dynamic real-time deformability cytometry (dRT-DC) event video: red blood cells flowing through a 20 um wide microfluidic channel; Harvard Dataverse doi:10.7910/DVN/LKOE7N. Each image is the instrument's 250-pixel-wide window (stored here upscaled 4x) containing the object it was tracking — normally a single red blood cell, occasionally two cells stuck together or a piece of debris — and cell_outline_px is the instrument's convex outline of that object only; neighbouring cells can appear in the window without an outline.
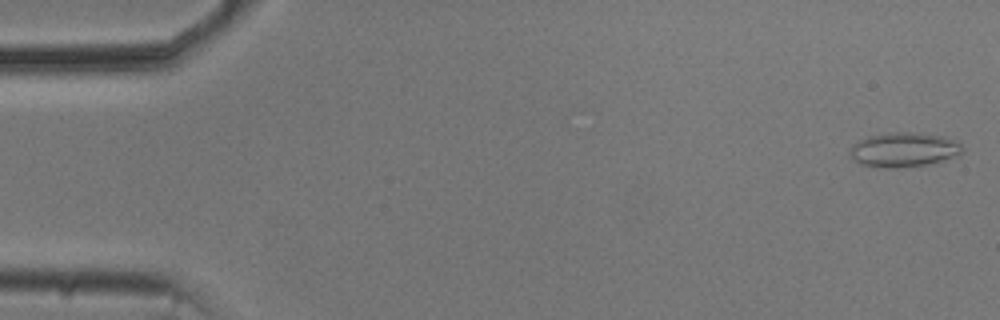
{"species": "common noctule bat (a hibernating species)", "species_latin": "Nyctalus noctula", "temperature_condition": "cold", "stored_images_in_passage": 50, "camera_frame_rate_fps": 3000, "um_per_image_px": 0.085, "animal": {"sex": "male", "body_mass_g": 20.5, "forearm_length_mm": 52.5}, "frame": {"image": 1, "passage_image": 1, "time_ms": 0.0, "image_size_px": [1000, 320], "cell_outline_px": [[964, 152], [960, 156], [924, 164], [896, 168], [876, 168], [860, 164], [848, 152], [852, 144], [868, 136], [896, 132], [904, 132], [944, 136], [956, 140], [964, 148]], "centroid_in_image_um": [76.84, 12.73], "position_along_channel_um": 8.2, "area_um2": 22.6}}
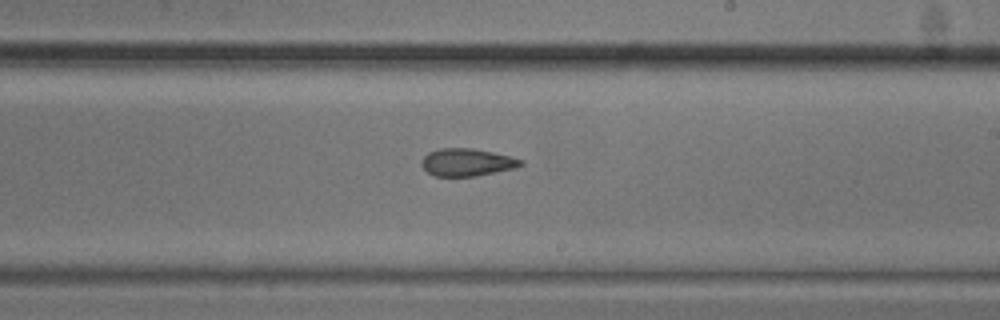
{"frame": {"image": 2, "passage_image": 31, "time_ms": 10.0, "image_size_px": [1000, 320], "cell_outline_px": [[524, 164], [516, 168], [476, 176], [436, 176], [428, 172], [420, 164], [420, 160], [428, 152], [440, 148], [472, 148], [512, 156], [524, 160]], "centroid_in_image_um": [39.71, 13.79], "position_along_channel_um": 249.3, "area_um2": 16.07}}
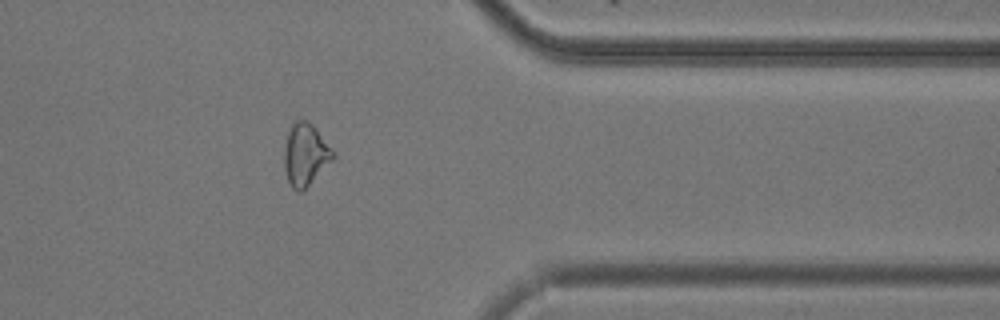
{"frame": {"image": 3, "passage_image": 43, "time_ms": 14.0, "image_size_px": [1000, 320], "cell_outline_px": [[336, 156], [300, 192], [292, 188], [288, 180], [284, 168], [284, 148], [288, 132], [292, 124], [296, 120], [308, 120], [316, 128], [332, 148]], "centroid_in_image_um": [25.95, 13.1], "position_along_channel_um": 385.5, "area_um2": 17.4}}